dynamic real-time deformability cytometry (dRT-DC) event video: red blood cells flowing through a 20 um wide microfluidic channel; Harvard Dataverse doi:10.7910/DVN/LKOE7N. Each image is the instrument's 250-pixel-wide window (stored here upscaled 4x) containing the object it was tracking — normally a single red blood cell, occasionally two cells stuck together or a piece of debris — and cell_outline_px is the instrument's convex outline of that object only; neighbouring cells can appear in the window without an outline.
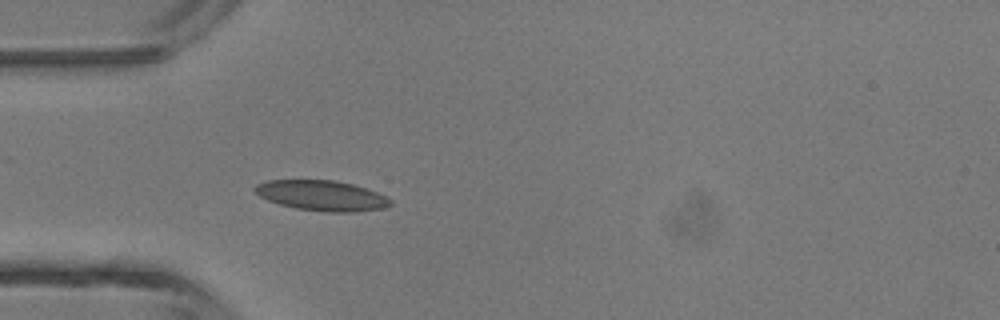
{"species": "common noctule bat (a hibernating species)", "species_latin": "Nyctalus noctula", "temperature_condition": "room temperature", "stored_images_in_passage": 3, "camera_frame_rate_fps": 3000, "um_per_image_px": 0.085, "animal": {"sex": "male", "body_mass_g": 13.3}, "frame": {"image": 1, "passage_image": 3, "time_ms": 2.333, "image_size_px": [1000, 320], "cell_outline_px": [[392, 204], [384, 208], [356, 212], [328, 212], [296, 208], [280, 204], [268, 200], [260, 196], [252, 188], [256, 184], [268, 180], [336, 180], [352, 184], [376, 192], [392, 200]], "centroid_in_image_um": [27.34, 16.62], "position_along_channel_um": 57.7, "area_um2": 23.81}}